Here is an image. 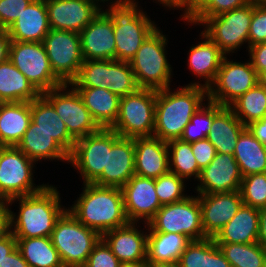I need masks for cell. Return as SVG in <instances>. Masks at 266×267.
<instances>
[{
    "label": "cell",
    "mask_w": 266,
    "mask_h": 267,
    "mask_svg": "<svg viewBox=\"0 0 266 267\" xmlns=\"http://www.w3.org/2000/svg\"><path fill=\"white\" fill-rule=\"evenodd\" d=\"M55 185H47L39 192L9 200L10 206L19 204L18 213L11 210V233L15 238L50 237L57 220L67 210L61 204Z\"/></svg>",
    "instance_id": "cell-1"
},
{
    "label": "cell",
    "mask_w": 266,
    "mask_h": 267,
    "mask_svg": "<svg viewBox=\"0 0 266 267\" xmlns=\"http://www.w3.org/2000/svg\"><path fill=\"white\" fill-rule=\"evenodd\" d=\"M171 88L156 90L153 136L165 142L180 139L191 117L208 100L207 89L201 86Z\"/></svg>",
    "instance_id": "cell-2"
},
{
    "label": "cell",
    "mask_w": 266,
    "mask_h": 267,
    "mask_svg": "<svg viewBox=\"0 0 266 267\" xmlns=\"http://www.w3.org/2000/svg\"><path fill=\"white\" fill-rule=\"evenodd\" d=\"M82 189L74 204L67 207L80 223L101 236L129 223L121 188L87 183Z\"/></svg>",
    "instance_id": "cell-3"
},
{
    "label": "cell",
    "mask_w": 266,
    "mask_h": 267,
    "mask_svg": "<svg viewBox=\"0 0 266 267\" xmlns=\"http://www.w3.org/2000/svg\"><path fill=\"white\" fill-rule=\"evenodd\" d=\"M138 3V0H112L103 9L113 21L116 60L129 62L157 28L155 21Z\"/></svg>",
    "instance_id": "cell-4"
},
{
    "label": "cell",
    "mask_w": 266,
    "mask_h": 267,
    "mask_svg": "<svg viewBox=\"0 0 266 267\" xmlns=\"http://www.w3.org/2000/svg\"><path fill=\"white\" fill-rule=\"evenodd\" d=\"M157 27L129 61L139 88L162 90L171 85L173 67L167 59L168 35Z\"/></svg>",
    "instance_id": "cell-5"
},
{
    "label": "cell",
    "mask_w": 266,
    "mask_h": 267,
    "mask_svg": "<svg viewBox=\"0 0 266 267\" xmlns=\"http://www.w3.org/2000/svg\"><path fill=\"white\" fill-rule=\"evenodd\" d=\"M50 238L64 266L83 267L102 236L80 223L67 209L57 220Z\"/></svg>",
    "instance_id": "cell-6"
},
{
    "label": "cell",
    "mask_w": 266,
    "mask_h": 267,
    "mask_svg": "<svg viewBox=\"0 0 266 267\" xmlns=\"http://www.w3.org/2000/svg\"><path fill=\"white\" fill-rule=\"evenodd\" d=\"M155 107L156 90L139 88L120 98L118 116L110 129L121 137H152Z\"/></svg>",
    "instance_id": "cell-7"
},
{
    "label": "cell",
    "mask_w": 266,
    "mask_h": 267,
    "mask_svg": "<svg viewBox=\"0 0 266 267\" xmlns=\"http://www.w3.org/2000/svg\"><path fill=\"white\" fill-rule=\"evenodd\" d=\"M35 164L16 146H0V200L31 195L47 185L34 183Z\"/></svg>",
    "instance_id": "cell-8"
},
{
    "label": "cell",
    "mask_w": 266,
    "mask_h": 267,
    "mask_svg": "<svg viewBox=\"0 0 266 267\" xmlns=\"http://www.w3.org/2000/svg\"><path fill=\"white\" fill-rule=\"evenodd\" d=\"M253 13V4H246L217 16L208 17L201 25L203 32L225 55H233L246 44ZM236 51V52H235Z\"/></svg>",
    "instance_id": "cell-9"
},
{
    "label": "cell",
    "mask_w": 266,
    "mask_h": 267,
    "mask_svg": "<svg viewBox=\"0 0 266 267\" xmlns=\"http://www.w3.org/2000/svg\"><path fill=\"white\" fill-rule=\"evenodd\" d=\"M148 231L177 233L192 240L207 238L202 228L201 206L198 195L163 205L148 223Z\"/></svg>",
    "instance_id": "cell-10"
},
{
    "label": "cell",
    "mask_w": 266,
    "mask_h": 267,
    "mask_svg": "<svg viewBox=\"0 0 266 267\" xmlns=\"http://www.w3.org/2000/svg\"><path fill=\"white\" fill-rule=\"evenodd\" d=\"M9 60L40 94L64 84L52 71L42 42L11 40Z\"/></svg>",
    "instance_id": "cell-11"
},
{
    "label": "cell",
    "mask_w": 266,
    "mask_h": 267,
    "mask_svg": "<svg viewBox=\"0 0 266 267\" xmlns=\"http://www.w3.org/2000/svg\"><path fill=\"white\" fill-rule=\"evenodd\" d=\"M119 135L110 128H100L96 133L76 140L69 164L77 170L82 184L93 183L107 168L108 148Z\"/></svg>",
    "instance_id": "cell-12"
},
{
    "label": "cell",
    "mask_w": 266,
    "mask_h": 267,
    "mask_svg": "<svg viewBox=\"0 0 266 267\" xmlns=\"http://www.w3.org/2000/svg\"><path fill=\"white\" fill-rule=\"evenodd\" d=\"M225 55L213 83L208 87V100L230 106L258 82V74L250 60L236 62ZM229 60V61H228Z\"/></svg>",
    "instance_id": "cell-13"
},
{
    "label": "cell",
    "mask_w": 266,
    "mask_h": 267,
    "mask_svg": "<svg viewBox=\"0 0 266 267\" xmlns=\"http://www.w3.org/2000/svg\"><path fill=\"white\" fill-rule=\"evenodd\" d=\"M42 95L52 104L65 123L67 131L75 140L96 133L100 129L80 94L71 84L64 83Z\"/></svg>",
    "instance_id": "cell-14"
},
{
    "label": "cell",
    "mask_w": 266,
    "mask_h": 267,
    "mask_svg": "<svg viewBox=\"0 0 266 267\" xmlns=\"http://www.w3.org/2000/svg\"><path fill=\"white\" fill-rule=\"evenodd\" d=\"M42 43L54 74L63 83L70 84L78 76L84 61L80 34L51 29Z\"/></svg>",
    "instance_id": "cell-15"
},
{
    "label": "cell",
    "mask_w": 266,
    "mask_h": 267,
    "mask_svg": "<svg viewBox=\"0 0 266 267\" xmlns=\"http://www.w3.org/2000/svg\"><path fill=\"white\" fill-rule=\"evenodd\" d=\"M121 190L129 222L148 224L162 206L155 190V179L153 178L135 174Z\"/></svg>",
    "instance_id": "cell-16"
},
{
    "label": "cell",
    "mask_w": 266,
    "mask_h": 267,
    "mask_svg": "<svg viewBox=\"0 0 266 267\" xmlns=\"http://www.w3.org/2000/svg\"><path fill=\"white\" fill-rule=\"evenodd\" d=\"M242 175L233 154L216 153L209 165L201 170L196 194L240 191Z\"/></svg>",
    "instance_id": "cell-17"
},
{
    "label": "cell",
    "mask_w": 266,
    "mask_h": 267,
    "mask_svg": "<svg viewBox=\"0 0 266 267\" xmlns=\"http://www.w3.org/2000/svg\"><path fill=\"white\" fill-rule=\"evenodd\" d=\"M50 29L80 33L102 10L90 0H45Z\"/></svg>",
    "instance_id": "cell-18"
},
{
    "label": "cell",
    "mask_w": 266,
    "mask_h": 267,
    "mask_svg": "<svg viewBox=\"0 0 266 267\" xmlns=\"http://www.w3.org/2000/svg\"><path fill=\"white\" fill-rule=\"evenodd\" d=\"M202 228L207 238H214L243 204L240 191L198 194Z\"/></svg>",
    "instance_id": "cell-19"
},
{
    "label": "cell",
    "mask_w": 266,
    "mask_h": 267,
    "mask_svg": "<svg viewBox=\"0 0 266 267\" xmlns=\"http://www.w3.org/2000/svg\"><path fill=\"white\" fill-rule=\"evenodd\" d=\"M137 224L139 223L129 222L102 235V239L122 264L146 262L148 224L144 223L142 230H139L141 226Z\"/></svg>",
    "instance_id": "cell-20"
},
{
    "label": "cell",
    "mask_w": 266,
    "mask_h": 267,
    "mask_svg": "<svg viewBox=\"0 0 266 267\" xmlns=\"http://www.w3.org/2000/svg\"><path fill=\"white\" fill-rule=\"evenodd\" d=\"M79 34L83 60H116L113 21L103 10Z\"/></svg>",
    "instance_id": "cell-21"
},
{
    "label": "cell",
    "mask_w": 266,
    "mask_h": 267,
    "mask_svg": "<svg viewBox=\"0 0 266 267\" xmlns=\"http://www.w3.org/2000/svg\"><path fill=\"white\" fill-rule=\"evenodd\" d=\"M134 157V138L119 136L108 148L107 168L93 183L122 188L135 175Z\"/></svg>",
    "instance_id": "cell-22"
},
{
    "label": "cell",
    "mask_w": 266,
    "mask_h": 267,
    "mask_svg": "<svg viewBox=\"0 0 266 267\" xmlns=\"http://www.w3.org/2000/svg\"><path fill=\"white\" fill-rule=\"evenodd\" d=\"M199 35L201 41H198L197 45L193 44L187 53V68L193 75L200 78V81H191L188 85L208 89L216 77L225 54L203 31ZM202 81L203 83H201Z\"/></svg>",
    "instance_id": "cell-23"
},
{
    "label": "cell",
    "mask_w": 266,
    "mask_h": 267,
    "mask_svg": "<svg viewBox=\"0 0 266 267\" xmlns=\"http://www.w3.org/2000/svg\"><path fill=\"white\" fill-rule=\"evenodd\" d=\"M135 174L156 179L170 171L168 144L159 138L135 137Z\"/></svg>",
    "instance_id": "cell-24"
},
{
    "label": "cell",
    "mask_w": 266,
    "mask_h": 267,
    "mask_svg": "<svg viewBox=\"0 0 266 267\" xmlns=\"http://www.w3.org/2000/svg\"><path fill=\"white\" fill-rule=\"evenodd\" d=\"M7 30L11 40L43 42L51 30L45 0H32Z\"/></svg>",
    "instance_id": "cell-25"
},
{
    "label": "cell",
    "mask_w": 266,
    "mask_h": 267,
    "mask_svg": "<svg viewBox=\"0 0 266 267\" xmlns=\"http://www.w3.org/2000/svg\"><path fill=\"white\" fill-rule=\"evenodd\" d=\"M245 128L230 107L213 102V122L206 138L217 153L233 154L238 138Z\"/></svg>",
    "instance_id": "cell-26"
},
{
    "label": "cell",
    "mask_w": 266,
    "mask_h": 267,
    "mask_svg": "<svg viewBox=\"0 0 266 267\" xmlns=\"http://www.w3.org/2000/svg\"><path fill=\"white\" fill-rule=\"evenodd\" d=\"M259 209L242 204L235 216L213 238L215 243L258 242Z\"/></svg>",
    "instance_id": "cell-27"
},
{
    "label": "cell",
    "mask_w": 266,
    "mask_h": 267,
    "mask_svg": "<svg viewBox=\"0 0 266 267\" xmlns=\"http://www.w3.org/2000/svg\"><path fill=\"white\" fill-rule=\"evenodd\" d=\"M16 147L37 164L42 160L69 163V154L50 135L37 128L32 120Z\"/></svg>",
    "instance_id": "cell-28"
},
{
    "label": "cell",
    "mask_w": 266,
    "mask_h": 267,
    "mask_svg": "<svg viewBox=\"0 0 266 267\" xmlns=\"http://www.w3.org/2000/svg\"><path fill=\"white\" fill-rule=\"evenodd\" d=\"M31 120L37 128L50 135L69 155L76 140L67 131L63 120L58 116L52 104L40 94L31 101Z\"/></svg>",
    "instance_id": "cell-29"
},
{
    "label": "cell",
    "mask_w": 266,
    "mask_h": 267,
    "mask_svg": "<svg viewBox=\"0 0 266 267\" xmlns=\"http://www.w3.org/2000/svg\"><path fill=\"white\" fill-rule=\"evenodd\" d=\"M31 122V102L0 103V146H17Z\"/></svg>",
    "instance_id": "cell-30"
},
{
    "label": "cell",
    "mask_w": 266,
    "mask_h": 267,
    "mask_svg": "<svg viewBox=\"0 0 266 267\" xmlns=\"http://www.w3.org/2000/svg\"><path fill=\"white\" fill-rule=\"evenodd\" d=\"M80 94L91 117L100 128H110L116 121L120 97L108 89L74 87Z\"/></svg>",
    "instance_id": "cell-31"
},
{
    "label": "cell",
    "mask_w": 266,
    "mask_h": 267,
    "mask_svg": "<svg viewBox=\"0 0 266 267\" xmlns=\"http://www.w3.org/2000/svg\"><path fill=\"white\" fill-rule=\"evenodd\" d=\"M40 93L8 59L0 63V102H31Z\"/></svg>",
    "instance_id": "cell-32"
},
{
    "label": "cell",
    "mask_w": 266,
    "mask_h": 267,
    "mask_svg": "<svg viewBox=\"0 0 266 267\" xmlns=\"http://www.w3.org/2000/svg\"><path fill=\"white\" fill-rule=\"evenodd\" d=\"M190 242L183 234L148 231L146 262L154 265L178 261Z\"/></svg>",
    "instance_id": "cell-33"
},
{
    "label": "cell",
    "mask_w": 266,
    "mask_h": 267,
    "mask_svg": "<svg viewBox=\"0 0 266 267\" xmlns=\"http://www.w3.org/2000/svg\"><path fill=\"white\" fill-rule=\"evenodd\" d=\"M233 155L242 177L266 173V145L255 138L247 127L241 132Z\"/></svg>",
    "instance_id": "cell-34"
},
{
    "label": "cell",
    "mask_w": 266,
    "mask_h": 267,
    "mask_svg": "<svg viewBox=\"0 0 266 267\" xmlns=\"http://www.w3.org/2000/svg\"><path fill=\"white\" fill-rule=\"evenodd\" d=\"M178 262L181 267H231L213 238L192 240Z\"/></svg>",
    "instance_id": "cell-35"
},
{
    "label": "cell",
    "mask_w": 266,
    "mask_h": 267,
    "mask_svg": "<svg viewBox=\"0 0 266 267\" xmlns=\"http://www.w3.org/2000/svg\"><path fill=\"white\" fill-rule=\"evenodd\" d=\"M17 248L29 267H63L50 237L16 238Z\"/></svg>",
    "instance_id": "cell-36"
},
{
    "label": "cell",
    "mask_w": 266,
    "mask_h": 267,
    "mask_svg": "<svg viewBox=\"0 0 266 267\" xmlns=\"http://www.w3.org/2000/svg\"><path fill=\"white\" fill-rule=\"evenodd\" d=\"M229 107L245 126L263 119L266 116V88L258 82Z\"/></svg>",
    "instance_id": "cell-37"
},
{
    "label": "cell",
    "mask_w": 266,
    "mask_h": 267,
    "mask_svg": "<svg viewBox=\"0 0 266 267\" xmlns=\"http://www.w3.org/2000/svg\"><path fill=\"white\" fill-rule=\"evenodd\" d=\"M231 267H266V247L260 243H216Z\"/></svg>",
    "instance_id": "cell-38"
},
{
    "label": "cell",
    "mask_w": 266,
    "mask_h": 267,
    "mask_svg": "<svg viewBox=\"0 0 266 267\" xmlns=\"http://www.w3.org/2000/svg\"><path fill=\"white\" fill-rule=\"evenodd\" d=\"M169 152V169L181 178L188 181L191 177L198 180L201 169L192 152L191 143L174 139L167 142Z\"/></svg>",
    "instance_id": "cell-39"
},
{
    "label": "cell",
    "mask_w": 266,
    "mask_h": 267,
    "mask_svg": "<svg viewBox=\"0 0 266 267\" xmlns=\"http://www.w3.org/2000/svg\"><path fill=\"white\" fill-rule=\"evenodd\" d=\"M73 87L109 88V60H84Z\"/></svg>",
    "instance_id": "cell-40"
},
{
    "label": "cell",
    "mask_w": 266,
    "mask_h": 267,
    "mask_svg": "<svg viewBox=\"0 0 266 267\" xmlns=\"http://www.w3.org/2000/svg\"><path fill=\"white\" fill-rule=\"evenodd\" d=\"M139 89L131 65L127 61L109 60V88L117 96L124 97Z\"/></svg>",
    "instance_id": "cell-41"
},
{
    "label": "cell",
    "mask_w": 266,
    "mask_h": 267,
    "mask_svg": "<svg viewBox=\"0 0 266 267\" xmlns=\"http://www.w3.org/2000/svg\"><path fill=\"white\" fill-rule=\"evenodd\" d=\"M185 179L175 173L167 172L155 179V190L160 204L168 205L185 199L187 196V187Z\"/></svg>",
    "instance_id": "cell-42"
},
{
    "label": "cell",
    "mask_w": 266,
    "mask_h": 267,
    "mask_svg": "<svg viewBox=\"0 0 266 267\" xmlns=\"http://www.w3.org/2000/svg\"><path fill=\"white\" fill-rule=\"evenodd\" d=\"M212 122L213 102L207 100L206 104L204 103L191 117L180 139L189 143L205 139L210 132Z\"/></svg>",
    "instance_id": "cell-43"
},
{
    "label": "cell",
    "mask_w": 266,
    "mask_h": 267,
    "mask_svg": "<svg viewBox=\"0 0 266 267\" xmlns=\"http://www.w3.org/2000/svg\"><path fill=\"white\" fill-rule=\"evenodd\" d=\"M240 193L243 204L253 208L266 207V173L250 174L242 178Z\"/></svg>",
    "instance_id": "cell-44"
},
{
    "label": "cell",
    "mask_w": 266,
    "mask_h": 267,
    "mask_svg": "<svg viewBox=\"0 0 266 267\" xmlns=\"http://www.w3.org/2000/svg\"><path fill=\"white\" fill-rule=\"evenodd\" d=\"M246 0H209L186 24L194 27L208 18L246 5Z\"/></svg>",
    "instance_id": "cell-45"
},
{
    "label": "cell",
    "mask_w": 266,
    "mask_h": 267,
    "mask_svg": "<svg viewBox=\"0 0 266 267\" xmlns=\"http://www.w3.org/2000/svg\"><path fill=\"white\" fill-rule=\"evenodd\" d=\"M121 264L112 253L111 248L101 238L94 246L83 267H120Z\"/></svg>",
    "instance_id": "cell-46"
},
{
    "label": "cell",
    "mask_w": 266,
    "mask_h": 267,
    "mask_svg": "<svg viewBox=\"0 0 266 267\" xmlns=\"http://www.w3.org/2000/svg\"><path fill=\"white\" fill-rule=\"evenodd\" d=\"M266 42V5H253L248 47Z\"/></svg>",
    "instance_id": "cell-47"
},
{
    "label": "cell",
    "mask_w": 266,
    "mask_h": 267,
    "mask_svg": "<svg viewBox=\"0 0 266 267\" xmlns=\"http://www.w3.org/2000/svg\"><path fill=\"white\" fill-rule=\"evenodd\" d=\"M32 0H0V28L7 29Z\"/></svg>",
    "instance_id": "cell-48"
},
{
    "label": "cell",
    "mask_w": 266,
    "mask_h": 267,
    "mask_svg": "<svg viewBox=\"0 0 266 267\" xmlns=\"http://www.w3.org/2000/svg\"><path fill=\"white\" fill-rule=\"evenodd\" d=\"M191 147L201 170L209 165L217 153L215 147L207 138L192 142Z\"/></svg>",
    "instance_id": "cell-49"
},
{
    "label": "cell",
    "mask_w": 266,
    "mask_h": 267,
    "mask_svg": "<svg viewBox=\"0 0 266 267\" xmlns=\"http://www.w3.org/2000/svg\"><path fill=\"white\" fill-rule=\"evenodd\" d=\"M248 56L252 66L259 75L266 69V42L248 47Z\"/></svg>",
    "instance_id": "cell-50"
},
{
    "label": "cell",
    "mask_w": 266,
    "mask_h": 267,
    "mask_svg": "<svg viewBox=\"0 0 266 267\" xmlns=\"http://www.w3.org/2000/svg\"><path fill=\"white\" fill-rule=\"evenodd\" d=\"M11 209L9 201L0 200V239L4 238L11 232Z\"/></svg>",
    "instance_id": "cell-51"
},
{
    "label": "cell",
    "mask_w": 266,
    "mask_h": 267,
    "mask_svg": "<svg viewBox=\"0 0 266 267\" xmlns=\"http://www.w3.org/2000/svg\"><path fill=\"white\" fill-rule=\"evenodd\" d=\"M209 0H182L181 19L188 22ZM186 21V22H185Z\"/></svg>",
    "instance_id": "cell-52"
},
{
    "label": "cell",
    "mask_w": 266,
    "mask_h": 267,
    "mask_svg": "<svg viewBox=\"0 0 266 267\" xmlns=\"http://www.w3.org/2000/svg\"><path fill=\"white\" fill-rule=\"evenodd\" d=\"M0 267H29V264L16 247L9 255H6V258L0 263Z\"/></svg>",
    "instance_id": "cell-53"
},
{
    "label": "cell",
    "mask_w": 266,
    "mask_h": 267,
    "mask_svg": "<svg viewBox=\"0 0 266 267\" xmlns=\"http://www.w3.org/2000/svg\"><path fill=\"white\" fill-rule=\"evenodd\" d=\"M252 135L257 138L262 144L266 145V116L246 126Z\"/></svg>",
    "instance_id": "cell-54"
},
{
    "label": "cell",
    "mask_w": 266,
    "mask_h": 267,
    "mask_svg": "<svg viewBox=\"0 0 266 267\" xmlns=\"http://www.w3.org/2000/svg\"><path fill=\"white\" fill-rule=\"evenodd\" d=\"M17 247V240L10 232L7 236L0 239V263Z\"/></svg>",
    "instance_id": "cell-55"
},
{
    "label": "cell",
    "mask_w": 266,
    "mask_h": 267,
    "mask_svg": "<svg viewBox=\"0 0 266 267\" xmlns=\"http://www.w3.org/2000/svg\"><path fill=\"white\" fill-rule=\"evenodd\" d=\"M10 43L8 30L0 28V63L9 59Z\"/></svg>",
    "instance_id": "cell-56"
},
{
    "label": "cell",
    "mask_w": 266,
    "mask_h": 267,
    "mask_svg": "<svg viewBox=\"0 0 266 267\" xmlns=\"http://www.w3.org/2000/svg\"><path fill=\"white\" fill-rule=\"evenodd\" d=\"M258 243L266 247V207L259 209Z\"/></svg>",
    "instance_id": "cell-57"
},
{
    "label": "cell",
    "mask_w": 266,
    "mask_h": 267,
    "mask_svg": "<svg viewBox=\"0 0 266 267\" xmlns=\"http://www.w3.org/2000/svg\"><path fill=\"white\" fill-rule=\"evenodd\" d=\"M156 4H162L164 8H168V10H179L182 11V0H153Z\"/></svg>",
    "instance_id": "cell-58"
},
{
    "label": "cell",
    "mask_w": 266,
    "mask_h": 267,
    "mask_svg": "<svg viewBox=\"0 0 266 267\" xmlns=\"http://www.w3.org/2000/svg\"><path fill=\"white\" fill-rule=\"evenodd\" d=\"M149 267H181V266H180V263L178 261H173V262L157 263L154 265H149Z\"/></svg>",
    "instance_id": "cell-59"
},
{
    "label": "cell",
    "mask_w": 266,
    "mask_h": 267,
    "mask_svg": "<svg viewBox=\"0 0 266 267\" xmlns=\"http://www.w3.org/2000/svg\"><path fill=\"white\" fill-rule=\"evenodd\" d=\"M120 267H149L147 262L123 263Z\"/></svg>",
    "instance_id": "cell-60"
},
{
    "label": "cell",
    "mask_w": 266,
    "mask_h": 267,
    "mask_svg": "<svg viewBox=\"0 0 266 267\" xmlns=\"http://www.w3.org/2000/svg\"><path fill=\"white\" fill-rule=\"evenodd\" d=\"M259 83L266 88V69L258 75Z\"/></svg>",
    "instance_id": "cell-61"
},
{
    "label": "cell",
    "mask_w": 266,
    "mask_h": 267,
    "mask_svg": "<svg viewBox=\"0 0 266 267\" xmlns=\"http://www.w3.org/2000/svg\"><path fill=\"white\" fill-rule=\"evenodd\" d=\"M247 4L266 5V0H246Z\"/></svg>",
    "instance_id": "cell-62"
},
{
    "label": "cell",
    "mask_w": 266,
    "mask_h": 267,
    "mask_svg": "<svg viewBox=\"0 0 266 267\" xmlns=\"http://www.w3.org/2000/svg\"><path fill=\"white\" fill-rule=\"evenodd\" d=\"M90 1L94 2L95 4H97L103 10V7L105 6V4L108 3V2H111L112 0H90Z\"/></svg>",
    "instance_id": "cell-63"
}]
</instances>
